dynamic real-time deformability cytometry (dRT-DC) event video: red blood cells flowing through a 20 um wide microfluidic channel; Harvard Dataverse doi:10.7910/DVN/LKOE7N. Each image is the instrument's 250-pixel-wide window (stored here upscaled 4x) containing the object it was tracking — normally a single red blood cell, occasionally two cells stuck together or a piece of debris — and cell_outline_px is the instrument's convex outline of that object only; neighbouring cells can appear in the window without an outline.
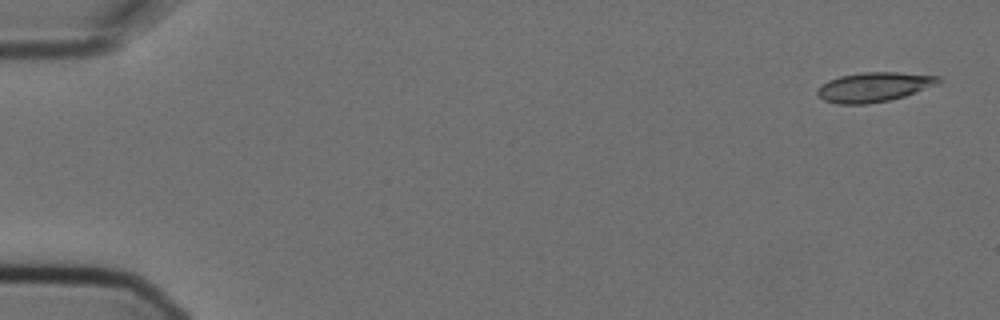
{"species": "Egyptian fruit bat (a non-hibernating species)", "species_latin": "Rousettus aegyptiacus", "temperature_condition": "cold", "stored_images_in_passage": 6, "camera_frame_rate_fps": 3000, "um_per_image_px": 0.085, "animal": {"sex": "female"}, "frame": {"image": 1, "passage_image": 1, "time_ms": 0.0, "image_size_px": [1000, 320], "cell_outline_px": [[944, 80], [940, 84], [904, 96], [888, 100], [868, 104], [836, 104], [824, 100], [816, 92], [820, 84], [828, 80], [840, 76], [864, 72], [896, 72], [940, 76]], "centroid_in_image_um": [74.31, 7.39], "position_along_channel_um": 10.7, "area_um2": 20.98}}
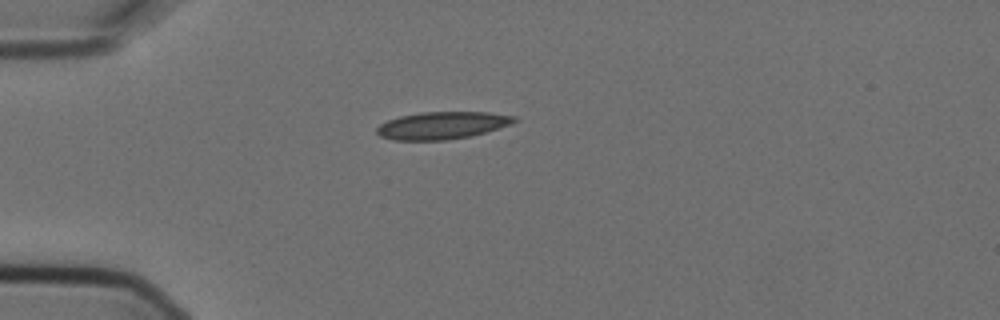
{"frame": {"image": 2, "passage_image": 4, "time_ms": 1.0, "image_size_px": [1000, 320], "cell_outline_px": [[516, 120], [508, 124], [472, 136], [448, 140], [396, 140], [380, 136], [376, 132], [376, 128], [380, 124], [388, 120], [400, 116], [420, 112], [488, 112], [516, 116]], "centroid_in_image_um": [37.54, 10.66], "position_along_channel_um": 47.5, "area_um2": 21.73}}